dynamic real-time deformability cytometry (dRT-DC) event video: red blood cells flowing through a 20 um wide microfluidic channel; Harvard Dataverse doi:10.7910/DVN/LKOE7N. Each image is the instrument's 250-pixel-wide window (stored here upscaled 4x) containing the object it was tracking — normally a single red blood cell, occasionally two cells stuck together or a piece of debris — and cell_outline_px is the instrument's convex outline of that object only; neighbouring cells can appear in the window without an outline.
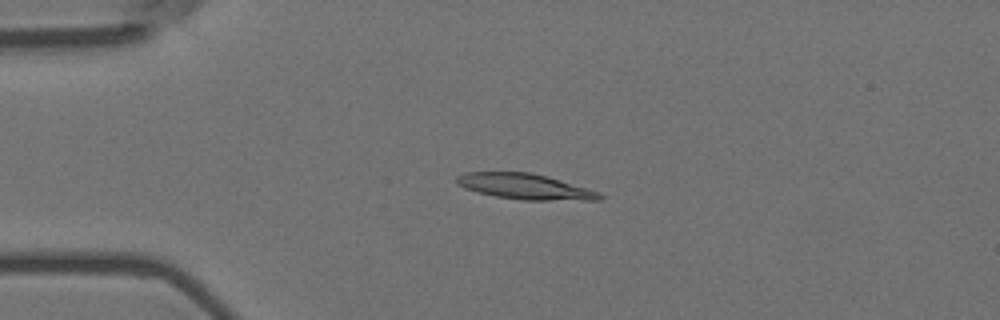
{"species": "Egyptian fruit bat (a non-hibernating species)", "species_latin": "Rousettus aegyptiacus", "temperature_condition": "room temperature", "stored_images_in_passage": 4, "camera_frame_rate_fps": 3000, "um_per_image_px": 0.085, "animal": {"sex": "female"}, "frame": {"image": 1, "passage_image": 4, "time_ms": 1.0, "image_size_px": [1000, 320], "cell_outline_px": [[604, 200], [520, 200], [496, 196], [464, 188], [456, 184], [456, 176], [464, 172], [532, 172], [548, 176], [600, 192], [604, 196]], "centroid_in_image_um": [44.65, 15.85], "position_along_channel_um": 40.4, "area_um2": 21.44}}